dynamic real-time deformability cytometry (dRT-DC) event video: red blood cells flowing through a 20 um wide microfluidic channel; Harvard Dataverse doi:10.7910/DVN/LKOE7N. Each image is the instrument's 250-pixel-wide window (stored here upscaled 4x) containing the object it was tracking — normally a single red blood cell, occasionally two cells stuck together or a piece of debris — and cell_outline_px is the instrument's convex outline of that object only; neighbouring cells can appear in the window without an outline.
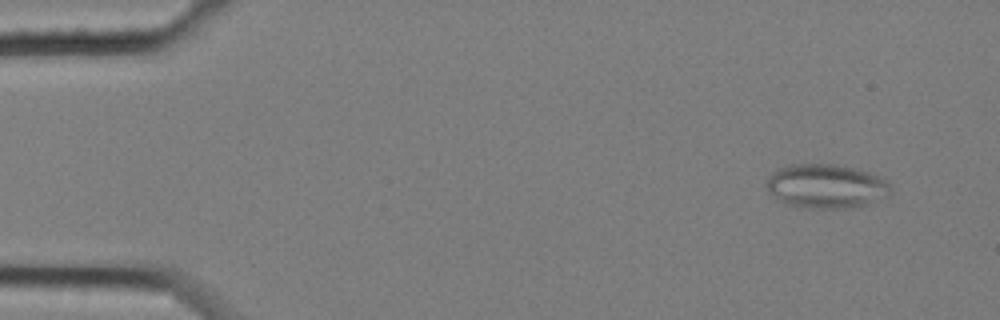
{"species": "common noctule bat (a hibernating species)", "species_latin": "Nyctalus noctula", "temperature_condition": "cold", "stored_images_in_passage": 6, "camera_frame_rate_fps": 3000, "um_per_image_px": 0.085, "animal": {"sex": "female", "body_mass_g": 25.1}, "frame": {"image": 1, "passage_image": 2, "time_ms": 0.333, "image_size_px": [1000, 320], "cell_outline_px": [[892, 192], [884, 196], [864, 204], [844, 208], [812, 208], [784, 204], [768, 188], [768, 176], [776, 168], [792, 164], [836, 164], [856, 168], [880, 176], [888, 180], [892, 188]], "centroid_in_image_um": [70.24, 15.8], "position_along_channel_um": 14.8, "area_um2": 31.62}}
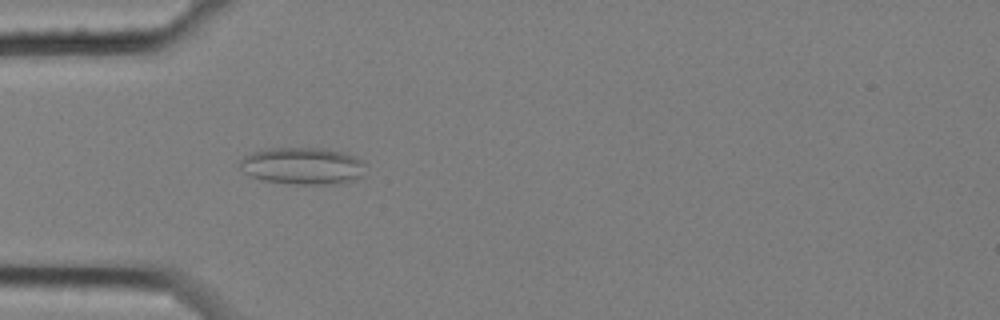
{"frame": {"image": 2, "passage_image": 6, "time_ms": 1.667, "image_size_px": [1000, 320], "cell_outline_px": [[368, 164], [364, 176], [356, 180], [340, 184], [292, 184], [260, 180], [244, 172], [240, 168], [240, 160], [244, 156], [252, 152], [268, 148], [320, 148], [344, 152]], "centroid_in_image_um": [25.77, 14.12], "position_along_channel_um": 59.2, "area_um2": 27.57}}